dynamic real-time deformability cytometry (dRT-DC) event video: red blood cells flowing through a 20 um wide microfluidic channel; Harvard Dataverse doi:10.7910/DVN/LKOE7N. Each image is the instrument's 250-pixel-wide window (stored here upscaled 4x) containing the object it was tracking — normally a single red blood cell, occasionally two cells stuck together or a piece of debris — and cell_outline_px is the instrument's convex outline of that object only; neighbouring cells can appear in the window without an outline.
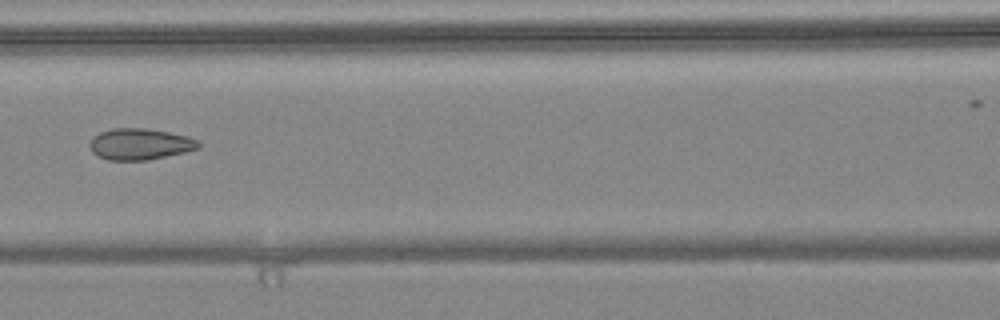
{"species": "common noctule bat (a hibernating species)", "species_latin": "Nyctalus noctula", "temperature_condition": "warm", "stored_images_in_passage": 7, "camera_frame_rate_fps": 3000, "um_per_image_px": 0.085, "animal": {"sex": "female", "body_mass_g": 24.6, "forearm_length_mm": 56.2}, "frame": {"image": 1, "passage_image": 6, "time_ms": 1.667, "image_size_px": [1000, 320], "cell_outline_px": [[200, 148], [184, 152], [148, 160], [108, 160], [92, 152], [88, 144], [92, 136], [100, 132], [112, 128], [144, 128], [168, 132], [188, 136], [200, 140]], "centroid_in_image_um": [11.89, 12.24], "position_along_channel_um": 154.7, "area_um2": 19.94}}